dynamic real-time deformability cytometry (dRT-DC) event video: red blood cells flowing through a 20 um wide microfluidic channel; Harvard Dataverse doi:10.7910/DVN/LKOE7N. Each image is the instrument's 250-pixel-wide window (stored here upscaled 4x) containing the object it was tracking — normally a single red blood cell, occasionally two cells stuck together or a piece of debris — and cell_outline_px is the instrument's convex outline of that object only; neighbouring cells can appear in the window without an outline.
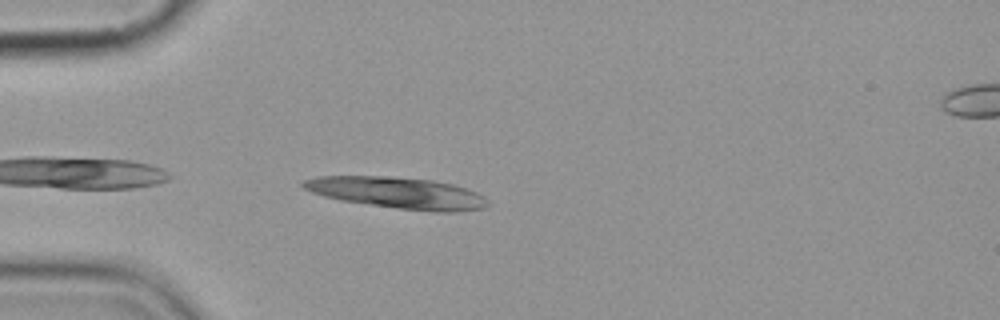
{"species": "common noctule bat (a hibernating species)", "species_latin": "Nyctalus noctula", "temperature_condition": "cold", "stored_images_in_passage": 4, "camera_frame_rate_fps": 3000, "um_per_image_px": 0.085, "animal": {"sex": "female", "body_mass_g": 19.9}, "frame": {"image": 1, "passage_image": 3, "time_ms": 2.333, "image_size_px": [1000, 320], "cell_outline_px": [[488, 204], [484, 208], [456, 212], [432, 212], [396, 208], [340, 200], [324, 196], [312, 192], [304, 188], [300, 184], [304, 180], [320, 176], [392, 176], [432, 180], [452, 184], [476, 192], [484, 196], [488, 200]], "centroid_in_image_um": [33.8, 16.39], "position_along_channel_um": 51.2, "area_um2": 33.76}}